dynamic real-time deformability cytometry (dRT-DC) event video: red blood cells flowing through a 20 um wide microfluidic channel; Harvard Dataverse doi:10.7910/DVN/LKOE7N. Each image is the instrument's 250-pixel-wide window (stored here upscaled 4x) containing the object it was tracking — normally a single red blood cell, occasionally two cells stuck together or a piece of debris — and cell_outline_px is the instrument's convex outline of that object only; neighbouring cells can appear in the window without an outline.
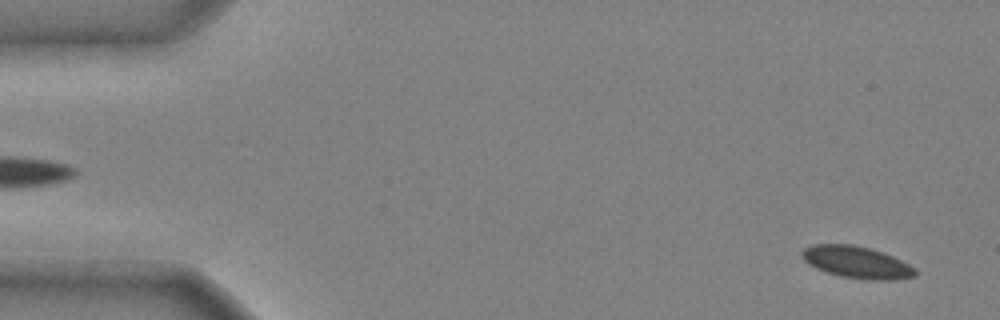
{"species": "common noctule bat (a hibernating species)", "species_latin": "Nyctalus noctula", "temperature_condition": "cold", "stored_images_in_passage": 9, "camera_frame_rate_fps": 3000, "um_per_image_px": 0.085, "animal": {"sex": "male", "body_mass_g": 20.4}, "frame": {"image": 1, "passage_image": 2, "time_ms": 0.333, "image_size_px": [1000, 320], "cell_outline_px": [[916, 276], [896, 280], [868, 280], [840, 276], [824, 272], [808, 264], [804, 260], [800, 252], [804, 248], [812, 244], [852, 244], [868, 248], [892, 256], [916, 268]], "centroid_in_image_um": [72.79, 22.3], "position_along_channel_um": 12.2, "area_um2": 21.15}}